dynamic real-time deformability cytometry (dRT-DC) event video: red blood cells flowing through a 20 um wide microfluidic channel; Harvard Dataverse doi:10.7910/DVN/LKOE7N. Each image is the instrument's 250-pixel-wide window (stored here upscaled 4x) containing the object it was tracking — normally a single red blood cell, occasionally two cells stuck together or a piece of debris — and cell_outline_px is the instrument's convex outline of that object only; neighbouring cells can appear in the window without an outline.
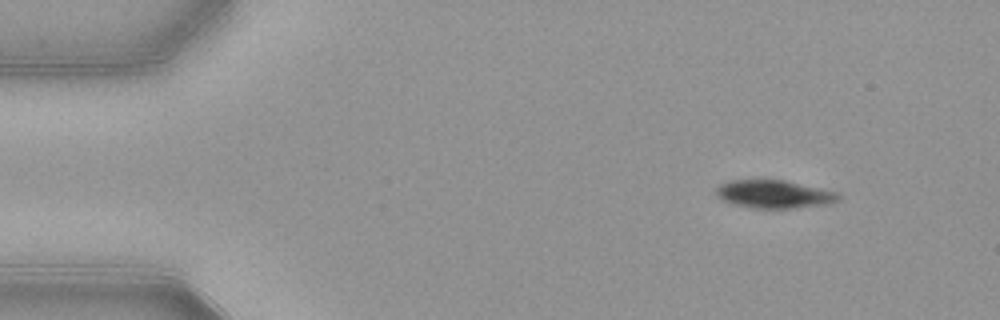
{"species": "common noctule bat (a hibernating species)", "species_latin": "Nyctalus noctula", "temperature_condition": "warm", "stored_images_in_passage": 48, "camera_frame_rate_fps": 3000, "um_per_image_px": 0.085, "animal": {"sex": "female", "body_mass_g": 21.9}, "frame": {"image": 1, "passage_image": 1, "time_ms": 0.0, "image_size_px": [1000, 320], "cell_outline_px": [[840, 200], [828, 204], [788, 208], [756, 208], [736, 204], [724, 200], [716, 196], [716, 188], [720, 184], [728, 180], [784, 180], [840, 192]], "centroid_in_image_um": [65.83, 16.49], "position_along_channel_um": 19.2, "area_um2": 19.88}}
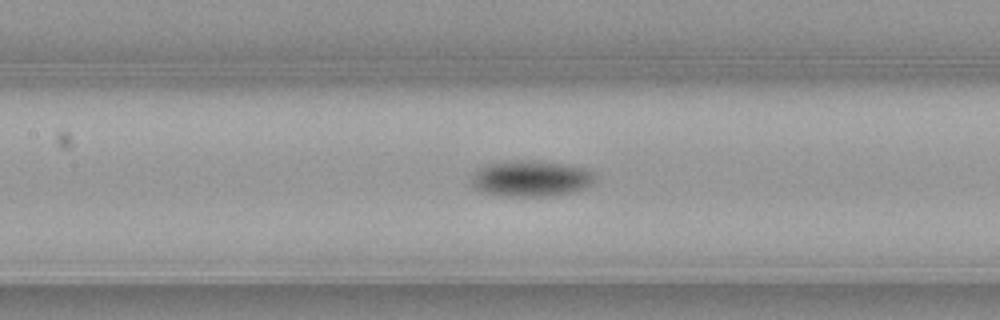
{"frame": {"image": 2, "passage_image": 19, "time_ms": 6.0, "image_size_px": [1000, 320], "cell_outline_px": [[596, 176], [592, 184], [584, 188], [572, 192], [544, 196], [500, 196], [476, 188], [472, 184], [472, 176], [480, 168], [488, 164], [520, 160], [540, 160], [568, 164], [584, 168], [596, 172]], "centroid_in_image_um": [45.21, 15.16], "position_along_channel_um": 162.2, "area_um2": 25.84}}
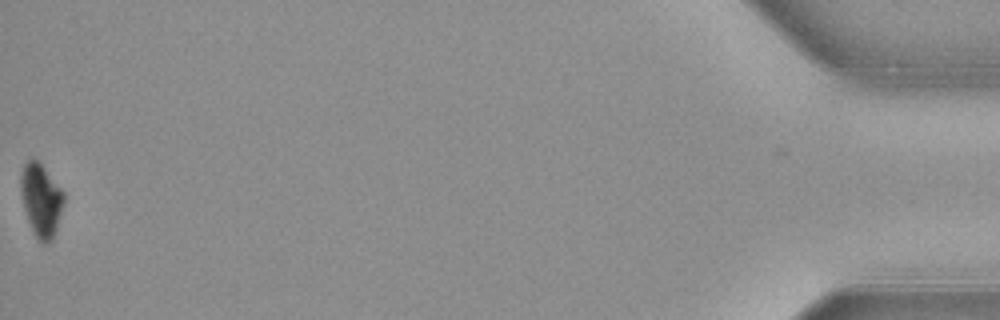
{"frame": {"image": 3, "passage_image": 48, "time_ms": 15.667, "image_size_px": [1000, 320], "cell_outline_px": [[64, 204], [52, 240], [44, 244], [32, 232], [24, 208], [20, 188], [20, 176], [24, 164], [28, 160], [36, 160], [44, 168], [64, 192]], "centroid_in_image_um": [3.49, 17.01], "position_along_channel_um": 431.7, "area_um2": 17.98}, "authors_computed_cell_mechanics": {"area_um2": 23.12, "velocity_mm_per_s": 3.8859, "shape_relaxation_time_tau1_ms": 1.7823, "shape_relaxation_time_tau2_ms": null, "deformation_change_tau1": 0.095, "deformation_change_tau2": null}}